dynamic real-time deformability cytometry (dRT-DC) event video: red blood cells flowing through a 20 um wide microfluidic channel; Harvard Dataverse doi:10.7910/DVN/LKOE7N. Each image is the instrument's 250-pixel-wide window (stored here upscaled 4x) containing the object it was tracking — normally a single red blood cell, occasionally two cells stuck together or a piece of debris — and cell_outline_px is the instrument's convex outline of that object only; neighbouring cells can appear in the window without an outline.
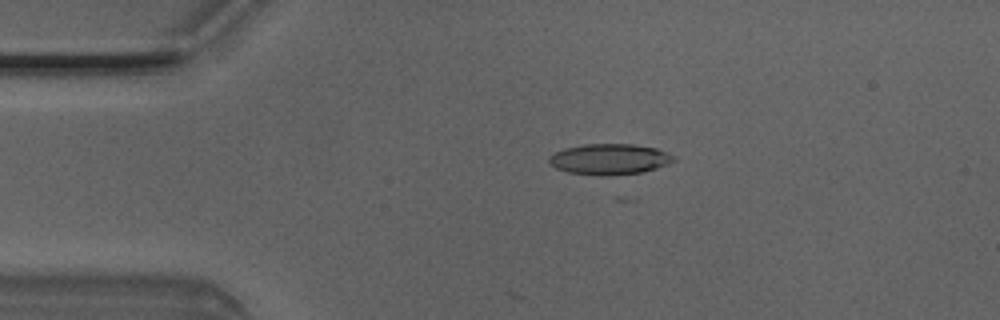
{"species": "Egyptian fruit bat (a non-hibernating species)", "species_latin": "Rousettus aegyptiacus", "temperature_condition": "room temperature", "stored_images_in_passage": 2, "camera_frame_rate_fps": 3000, "um_per_image_px": 0.085, "animal": {"sex": "male"}, "frame": {"image": 1, "passage_image": 1, "time_ms": 0.0, "image_size_px": [1000, 320], "cell_outline_px": [[676, 160], [668, 164], [656, 168], [640, 172], [568, 172], [556, 168], [548, 164], [548, 156], [564, 148], [584, 144], [632, 144], [656, 148], [668, 152], [676, 156]], "centroid_in_image_um": [51.83, 13.46], "position_along_channel_um": 33.2, "area_um2": 21.39}}